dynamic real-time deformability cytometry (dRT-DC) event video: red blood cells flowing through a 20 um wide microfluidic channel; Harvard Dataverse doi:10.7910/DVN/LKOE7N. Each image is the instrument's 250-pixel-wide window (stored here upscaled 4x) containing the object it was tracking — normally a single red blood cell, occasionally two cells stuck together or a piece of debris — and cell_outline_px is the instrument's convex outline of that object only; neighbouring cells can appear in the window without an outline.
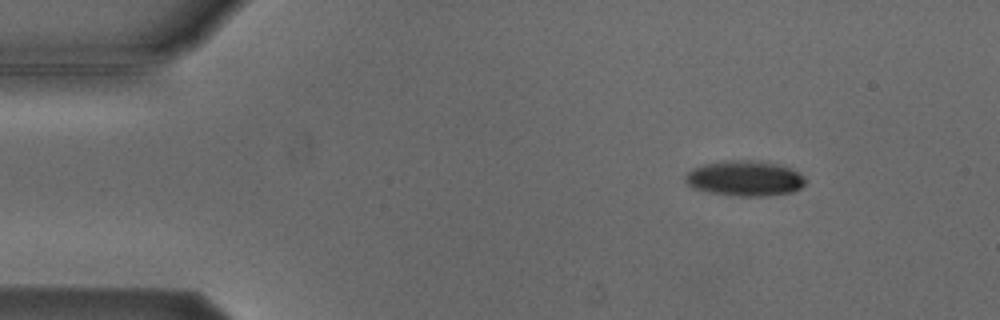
{"species": "Egyptian fruit bat (a non-hibernating species)", "species_latin": "Rousettus aegyptiacus", "temperature_condition": "cold", "stored_images_in_passage": 3, "camera_frame_rate_fps": 3000, "um_per_image_px": 0.085, "animal": {"sex": "male"}, "frame": {"image": 1, "passage_image": 3, "time_ms": 2.667, "image_size_px": [1000, 320], "cell_outline_px": [[804, 184], [800, 188], [792, 192], [768, 196], [740, 196], [708, 192], [692, 188], [684, 180], [684, 176], [692, 168], [704, 164], [724, 160], [760, 160], [792, 168], [804, 176]], "centroid_in_image_um": [63.29, 15.15], "position_along_channel_um": 21.7, "area_um2": 24.91}}